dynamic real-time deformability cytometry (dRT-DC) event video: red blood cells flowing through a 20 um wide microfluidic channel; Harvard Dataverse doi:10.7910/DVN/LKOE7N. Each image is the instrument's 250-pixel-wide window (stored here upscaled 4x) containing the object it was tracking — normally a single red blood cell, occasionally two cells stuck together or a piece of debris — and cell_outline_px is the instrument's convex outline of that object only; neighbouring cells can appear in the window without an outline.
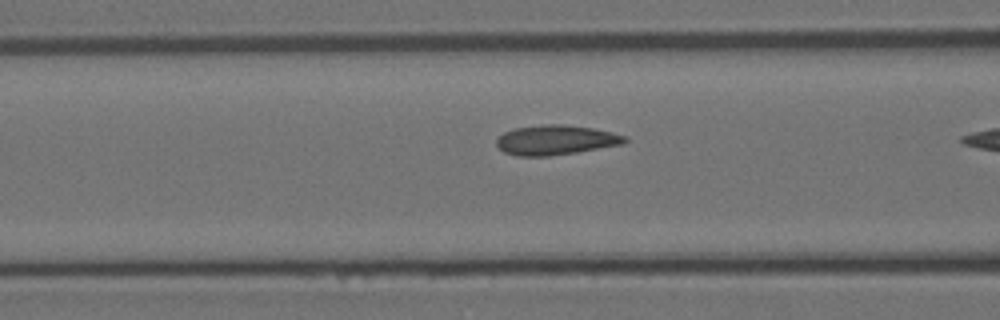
{"species": "Egyptian fruit bat (a non-hibernating species)", "species_latin": "Rousettus aegyptiacus", "temperature_condition": "room temperature", "stored_images_in_passage": 20, "camera_frame_rate_fps": 3000, "um_per_image_px": 0.085, "animal": {"sex": "female"}, "frame": {"image": 1, "passage_image": 18, "time_ms": 5.667, "image_size_px": [1000, 320], "cell_outline_px": [[628, 140], [624, 144], [576, 152], [548, 156], [516, 156], [504, 152], [496, 144], [496, 140], [504, 132], [512, 128], [544, 124], [564, 124], [592, 128], [612, 132], [628, 136]], "centroid_in_image_um": [47.25, 11.89], "position_along_channel_um": 119.4, "area_um2": 22.37}}